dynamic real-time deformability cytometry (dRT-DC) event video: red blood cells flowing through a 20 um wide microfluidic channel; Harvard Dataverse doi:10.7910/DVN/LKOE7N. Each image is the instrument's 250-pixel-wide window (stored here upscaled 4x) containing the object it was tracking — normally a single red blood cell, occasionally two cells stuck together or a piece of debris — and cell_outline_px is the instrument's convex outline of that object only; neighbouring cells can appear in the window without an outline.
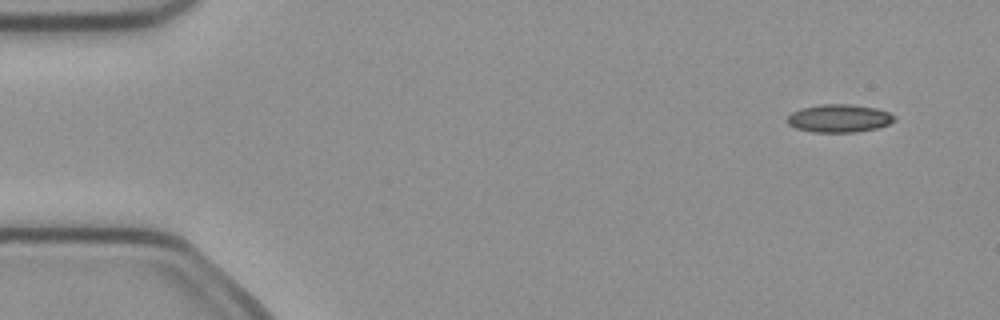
{"species": "common noctule bat (a hibernating species)", "species_latin": "Nyctalus noctula", "temperature_condition": "cold", "stored_images_in_passage": 6, "segment_of_instrument_passage": [1, 2], "camera_frame_rate_fps": 3000, "um_per_image_px": 0.085, "animal": {"sex": "female", "body_mass_g": 21.9}, "frame": {"image": 1, "passage_image": 2, "time_ms": 0.333, "image_size_px": [1000, 320], "cell_outline_px": [[896, 120], [888, 124], [876, 128], [856, 132], [812, 132], [796, 128], [788, 124], [784, 120], [792, 112], [800, 108], [820, 104], [848, 104], [876, 108], [888, 112], [896, 116]], "centroid_in_image_um": [71.3, 10.05], "position_along_channel_um": 13.7, "area_um2": 17.57}}